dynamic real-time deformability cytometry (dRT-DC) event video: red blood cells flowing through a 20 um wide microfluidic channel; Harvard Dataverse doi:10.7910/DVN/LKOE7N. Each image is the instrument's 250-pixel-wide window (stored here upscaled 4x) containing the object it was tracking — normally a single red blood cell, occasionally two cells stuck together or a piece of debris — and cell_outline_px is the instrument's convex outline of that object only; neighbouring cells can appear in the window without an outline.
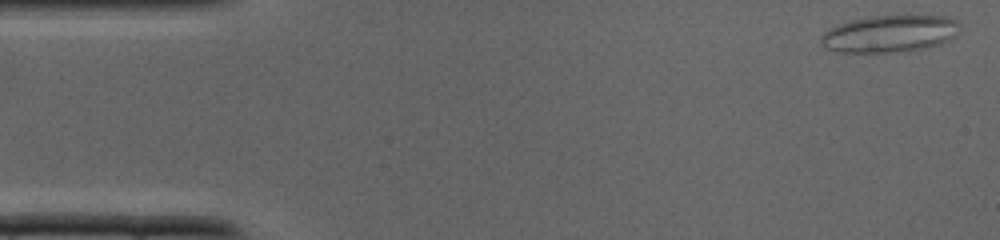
{"species": "common noctule bat (a hibernating species)", "species_latin": "Nyctalus noctula", "temperature_condition": "cold", "stored_images_in_passage": 27, "camera_frame_rate_fps": 3000, "um_per_image_px": 0.085, "animal": {"sex": "male", "body_mass_g": 19.0, "forearm_length_mm": 50.8}, "frame": {"image": 1, "passage_image": 1, "time_ms": 0.0, "image_size_px": [1000, 240], "cell_outline_px": [[960, 24], [956, 36], [940, 44], [908, 52], [840, 52], [828, 48], [820, 44], [820, 40], [824, 32], [840, 24], [852, 20], [876, 16], [944, 16], [956, 20]], "centroid_in_image_um": [75.66, 2.88], "position_along_channel_um": 9.3, "area_um2": 29.77}}
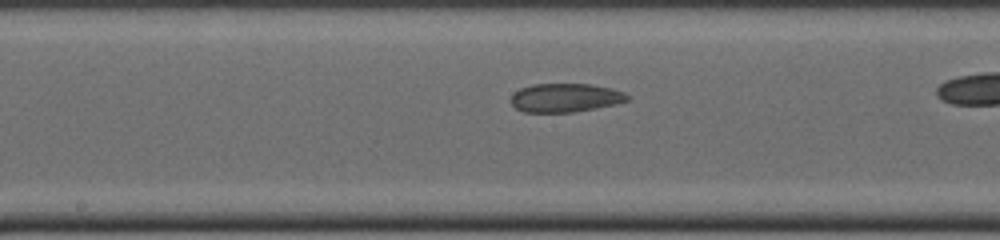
{"frame": {"image": 2, "passage_image": 18, "time_ms": 5.667, "image_size_px": [1000, 240], "cell_outline_px": [[632, 96], [628, 100], [616, 104], [596, 108], [572, 112], [524, 112], [516, 108], [512, 104], [512, 92], [520, 88], [532, 84], [588, 84], [612, 88], [624, 92]], "centroid_in_image_um": [48.07, 8.3], "position_along_channel_um": 200.1, "area_um2": 19.54}}
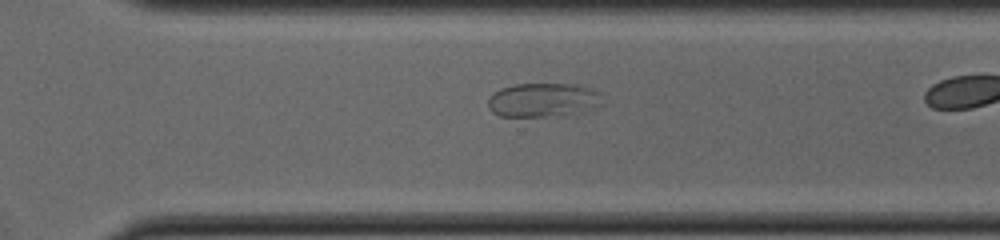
{"frame": {"image": 3, "passage_image": 25, "time_ms": 8.0, "image_size_px": [1000, 240], "cell_outline_px": [[600, 92], [592, 104], [580, 112], [544, 116], [500, 116], [492, 112], [488, 108], [488, 100], [500, 88], [516, 84], [576, 84]], "centroid_in_image_um": [46.0, 8.48], "position_along_channel_um": 324.6, "area_um2": 21.56}}